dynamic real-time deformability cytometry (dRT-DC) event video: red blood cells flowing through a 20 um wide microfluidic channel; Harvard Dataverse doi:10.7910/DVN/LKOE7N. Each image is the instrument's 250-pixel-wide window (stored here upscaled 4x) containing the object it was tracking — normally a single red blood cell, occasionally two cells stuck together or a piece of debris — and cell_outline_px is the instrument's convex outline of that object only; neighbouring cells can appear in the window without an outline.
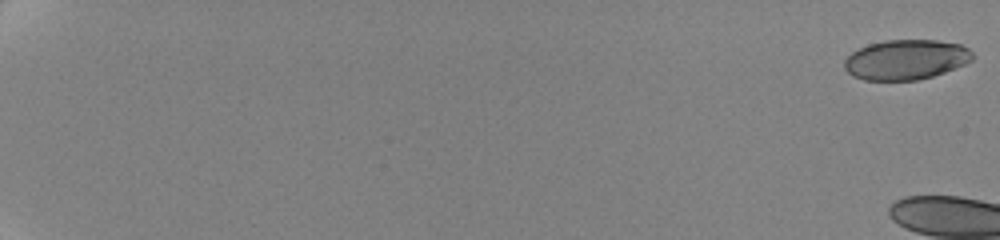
{"species": "human", "species_latin": "Homo sapiens", "temperature_condition": "cold", "stored_images_in_passage": 22, "camera_frame_rate_fps": 3000, "um_per_image_px": 0.085, "donor": {"sex": "female"}, "frame": {"image": 1, "passage_image": 1, "time_ms": 0.0, "image_size_px": [1000, 240], "cell_outline_px": [[976, 56], [972, 60], [964, 64], [944, 72], [932, 76], [916, 80], [864, 80], [852, 76], [844, 68], [844, 60], [852, 52], [868, 44], [884, 40], [936, 40], [960, 44], [968, 48]], "centroid_in_image_um": [77.0, 5.06], "position_along_channel_um": 8.0, "area_um2": 29.88}}
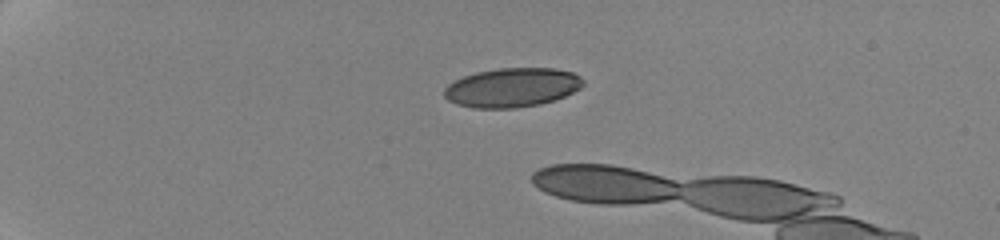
{"frame": {"image": 2, "passage_image": 18, "time_ms": 5.667, "image_size_px": [1000, 240], "cell_outline_px": [[584, 84], [580, 88], [564, 96], [540, 104], [516, 108], [472, 108], [456, 104], [448, 100], [444, 96], [444, 88], [448, 84], [464, 76], [476, 72], [500, 68], [552, 68], [572, 72], [580, 76], [584, 80]], "centroid_in_image_um": [43.51, 7.44], "position_along_channel_um": 41.5, "area_um2": 31.67}}